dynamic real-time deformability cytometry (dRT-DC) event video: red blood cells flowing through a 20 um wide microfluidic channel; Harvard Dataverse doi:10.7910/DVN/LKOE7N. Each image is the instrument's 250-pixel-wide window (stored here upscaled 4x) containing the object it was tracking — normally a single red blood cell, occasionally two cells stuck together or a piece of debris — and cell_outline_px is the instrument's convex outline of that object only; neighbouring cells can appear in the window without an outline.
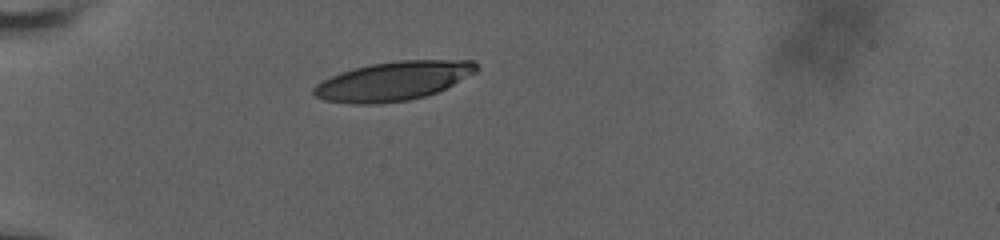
{"species": "human", "species_latin": "Homo sapiens", "temperature_condition": "room temperature", "stored_images_in_passage": 22, "camera_frame_rate_fps": 3000, "um_per_image_px": 0.085, "donor": {"sex": "male"}, "frame": {"image": 1, "passage_image": 1, "time_ms": 0.0, "image_size_px": [1000, 240], "cell_outline_px": [[480, 68], [476, 72], [436, 92], [424, 96], [408, 100], [380, 104], [356, 104], [324, 100], [316, 96], [312, 92], [312, 88], [316, 84], [340, 72], [372, 64], [400, 60], [476, 60]], "centroid_in_image_um": [33.44, 6.88], "position_along_channel_um": 51.6, "area_um2": 36.76}}
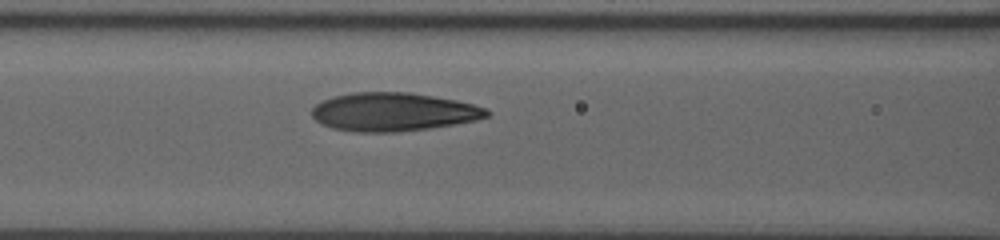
{"frame": {"image": 2, "passage_image": 18, "time_ms": 3.0, "image_size_px": [1000, 240], "cell_outline_px": [[492, 112], [488, 116], [476, 120], [428, 128], [396, 132], [356, 132], [332, 128], [316, 120], [312, 116], [312, 108], [316, 104], [332, 96], [352, 92], [408, 92], [456, 100], [488, 108]], "centroid_in_image_um": [33.43, 9.51], "position_along_channel_um": 133.2, "area_um2": 39.07}}
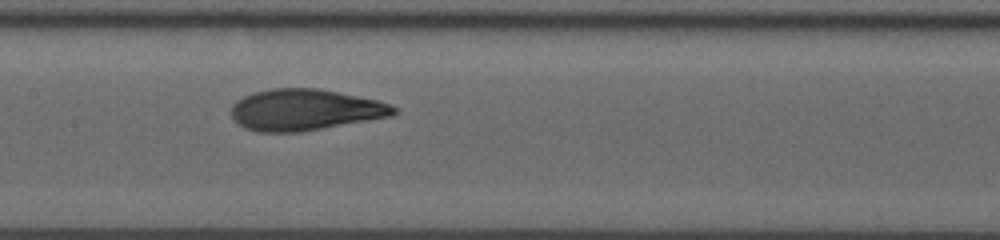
{"frame": {"image": 3, "passage_image": 21, "time_ms": 4.333, "image_size_px": [1000, 240], "cell_outline_px": [[396, 112], [392, 116], [300, 132], [256, 132], [244, 128], [232, 116], [232, 104], [236, 100], [252, 92], [272, 88], [316, 88], [376, 100], [388, 104], [396, 108]], "centroid_in_image_um": [25.87, 9.34], "position_along_channel_um": 181.5, "area_um2": 38.78}}